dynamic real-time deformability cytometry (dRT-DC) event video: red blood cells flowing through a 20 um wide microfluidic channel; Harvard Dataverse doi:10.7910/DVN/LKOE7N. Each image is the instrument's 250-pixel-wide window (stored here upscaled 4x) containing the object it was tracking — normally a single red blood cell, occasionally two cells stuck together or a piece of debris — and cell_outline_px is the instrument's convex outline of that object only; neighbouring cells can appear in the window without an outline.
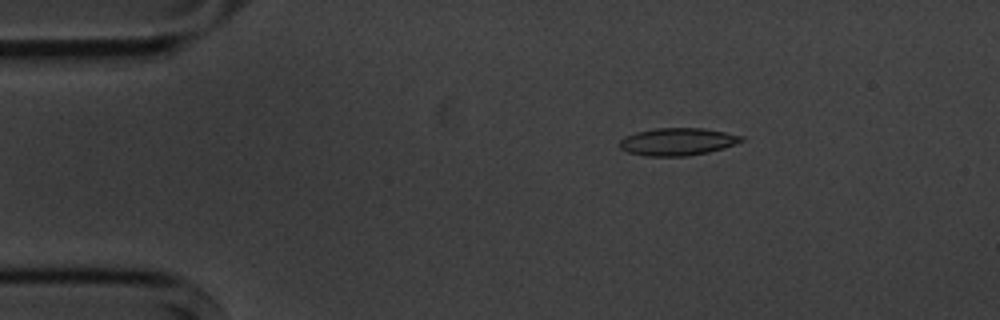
{"species": "common noctule bat (a hibernating species)", "species_latin": "Nyctalus noctula", "temperature_condition": "cold", "stored_images_in_passage": 4, "camera_frame_rate_fps": 3000, "um_per_image_px": 0.085, "animal": {"sex": "male", "body_mass_g": 20.1, "forearm_length_mm": 53.5}, "frame": {"image": 1, "passage_image": 2, "time_ms": 1.333, "image_size_px": [1000, 320], "cell_outline_px": [[744, 140], [724, 148], [708, 152], [684, 156], [644, 156], [628, 152], [620, 148], [620, 140], [624, 136], [636, 132], [656, 128], [704, 128], [744, 136]], "centroid_in_image_um": [57.57, 12.04], "position_along_channel_um": 27.4, "area_um2": 19.48}}